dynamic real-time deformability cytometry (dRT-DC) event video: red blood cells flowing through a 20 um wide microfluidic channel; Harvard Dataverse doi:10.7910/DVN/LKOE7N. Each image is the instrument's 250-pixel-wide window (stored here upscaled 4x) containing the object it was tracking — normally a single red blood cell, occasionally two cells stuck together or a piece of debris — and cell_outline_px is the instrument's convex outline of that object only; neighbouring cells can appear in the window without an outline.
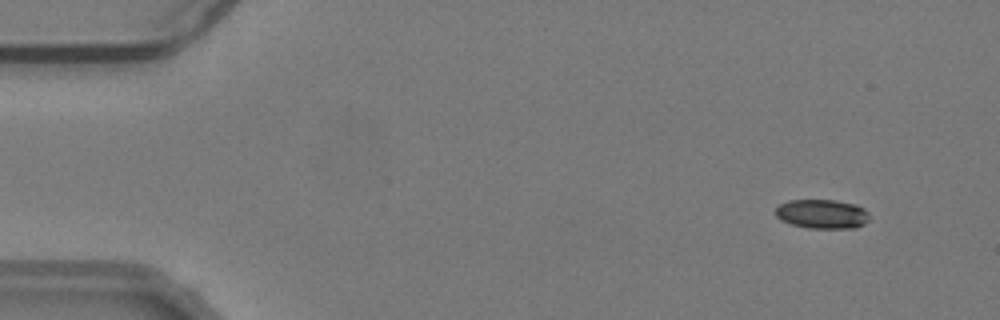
{"species": "common noctule bat (a hibernating species)", "species_latin": "Nyctalus noctula", "temperature_condition": "warm", "stored_images_in_passage": 52, "camera_frame_rate_fps": 3000, "um_per_image_px": 0.085, "animal": {"sex": "male", "body_mass_g": 19.2, "forearm_length_mm": 51.8}, "frame": {"image": 1, "passage_image": 5, "time_ms": 1.333, "image_size_px": [1000, 320], "cell_outline_px": [[868, 220], [864, 224], [856, 228], [808, 228], [792, 224], [780, 220], [776, 216], [776, 208], [780, 204], [788, 200], [836, 200], [856, 204], [864, 208], [868, 212]], "centroid_in_image_um": [69.89, 18.18], "position_along_channel_um": 15.1, "area_um2": 16.07}}
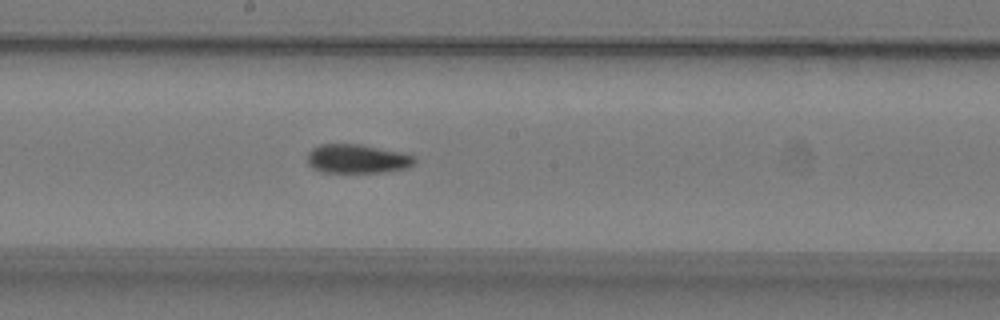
{"frame": {"image": 2, "passage_image": 30, "time_ms": 9.667, "image_size_px": [1000, 320], "cell_outline_px": [[416, 160], [408, 168], [384, 172], [320, 172], [312, 168], [308, 164], [308, 152], [312, 148], [320, 144], [360, 144], [400, 152], [416, 156]], "centroid_in_image_um": [30.35, 13.5], "position_along_channel_um": 217.9, "area_um2": 18.15}}
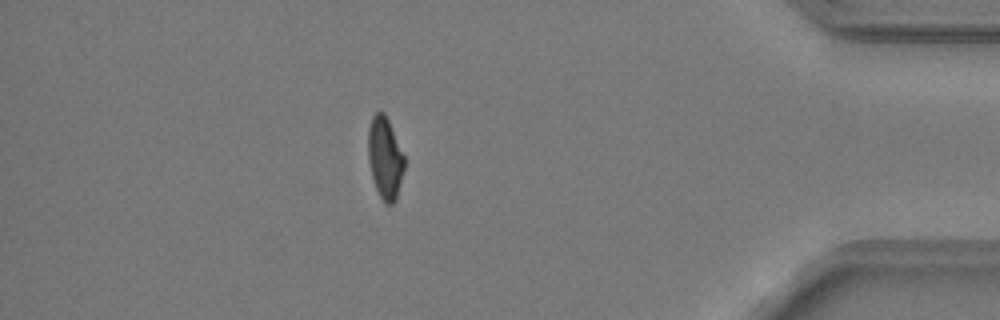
{"frame": {"image": 3, "passage_image": 48, "time_ms": 15.667, "image_size_px": [1000, 320], "cell_outline_px": [[404, 168], [396, 200], [392, 204], [384, 204], [376, 188], [372, 176], [368, 160], [368, 128], [372, 116], [376, 112], [384, 112], [388, 120], [404, 156]], "centroid_in_image_um": [32.71, 13.43], "position_along_channel_um": 402.5, "area_um2": 17.11}, "authors_computed_cell_mechanics": {"area_um2": 17.8602, "velocity_mm_per_s": 3.8192, "shape_relaxation_time_tau1_ms": 5.0909, "shape_relaxation_time_tau2_ms": 3.5227, "deformation_change_tau1": 0.1551, "deformation_change_tau2": 0.085}}